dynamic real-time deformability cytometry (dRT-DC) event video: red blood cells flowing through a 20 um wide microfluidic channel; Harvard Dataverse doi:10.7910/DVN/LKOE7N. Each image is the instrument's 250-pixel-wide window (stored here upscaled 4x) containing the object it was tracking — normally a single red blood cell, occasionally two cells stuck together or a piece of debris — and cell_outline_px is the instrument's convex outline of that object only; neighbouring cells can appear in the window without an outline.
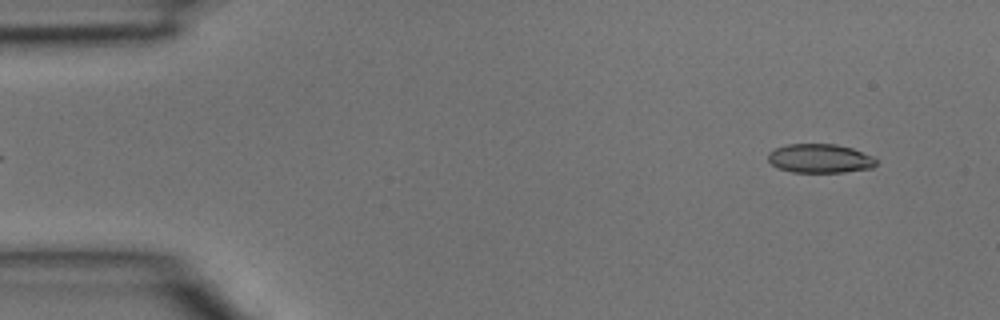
{"species": "common noctule bat (a hibernating species)", "species_latin": "Nyctalus noctula", "temperature_condition": "room temperature", "stored_images_in_passage": 5, "segment_of_instrument_passage": [2, 2], "camera_frame_rate_fps": 3000, "um_per_image_px": 0.085, "animal": {"sex": "male", "body_mass_g": 15.6}, "frame": {"image": 1, "passage_image": 5, "time_ms": 1.333, "image_size_px": [1000, 320], "cell_outline_px": [[876, 164], [872, 168], [844, 172], [792, 172], [780, 168], [772, 164], [768, 160], [768, 152], [776, 148], [788, 144], [836, 144], [852, 148], [872, 156], [876, 160]], "centroid_in_image_um": [69.69, 13.46], "position_along_channel_um": 15.3, "area_um2": 18.15}}